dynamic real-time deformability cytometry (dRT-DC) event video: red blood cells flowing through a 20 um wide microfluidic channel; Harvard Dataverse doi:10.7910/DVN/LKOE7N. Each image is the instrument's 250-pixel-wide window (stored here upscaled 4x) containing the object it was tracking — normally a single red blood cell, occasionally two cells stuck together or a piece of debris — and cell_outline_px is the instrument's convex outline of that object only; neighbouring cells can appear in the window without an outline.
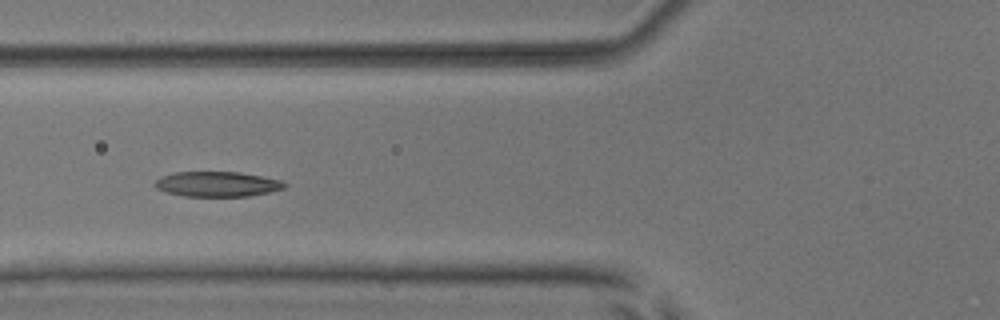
{"species": "common noctule bat (a hibernating species)", "species_latin": "Nyctalus noctula", "temperature_condition": "room temperature", "stored_images_in_passage": 32, "camera_frame_rate_fps": 3000, "um_per_image_px": 0.085, "animal": {"sex": "male", "body_mass_g": 17.9, "forearm_length_mm": 54.2}, "frame": {"image": 1, "passage_image": 5, "time_ms": 1.333, "image_size_px": [1000, 320], "cell_outline_px": [[288, 184], [284, 188], [268, 192], [248, 196], [184, 196], [168, 192], [156, 188], [152, 184], [160, 176], [176, 172], [240, 172], [264, 176], [280, 180]], "centroid_in_image_um": [18.46, 15.64], "position_along_channel_um": 107.3, "area_um2": 18.96}, "authors_computed_cell_mechanics": {"area_um2": 18.9873, "velocity_mm_per_s": 3.8693, "shape_relaxation_time_tau1_ms": 4.5218, "shape_relaxation_time_tau2_ms": 2.9812, "deformation_change_tau1": 0.1569, "deformation_change_tau2": 0.1048}}